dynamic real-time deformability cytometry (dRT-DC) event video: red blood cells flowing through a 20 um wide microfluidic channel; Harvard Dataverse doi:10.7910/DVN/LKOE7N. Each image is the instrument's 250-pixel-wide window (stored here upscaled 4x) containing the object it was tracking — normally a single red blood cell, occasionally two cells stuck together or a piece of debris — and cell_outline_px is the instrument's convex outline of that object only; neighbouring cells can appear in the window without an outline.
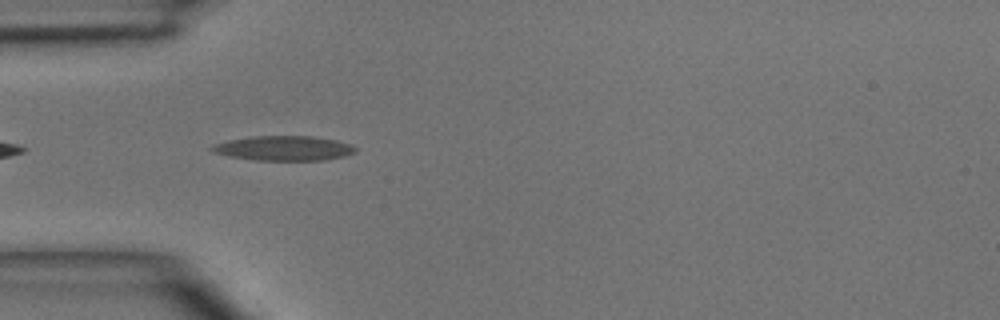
{"species": "common noctule bat (a hibernating species)", "species_latin": "Nyctalus noctula", "temperature_condition": "room temperature", "stored_images_in_passage": 4, "camera_frame_rate_fps": 3000, "um_per_image_px": 0.085, "animal": {"sex": "male", "body_mass_g": 15.6}, "frame": {"image": 1, "passage_image": 2, "time_ms": 1.0, "image_size_px": [1000, 320], "cell_outline_px": [[356, 152], [344, 156], [324, 160], [256, 160], [232, 156], [212, 152], [208, 148], [216, 144], [228, 140], [252, 136], [312, 136], [336, 140], [352, 144], [356, 148]], "centroid_in_image_um": [24.15, 12.59], "position_along_channel_um": 60.8, "area_um2": 20.58}}
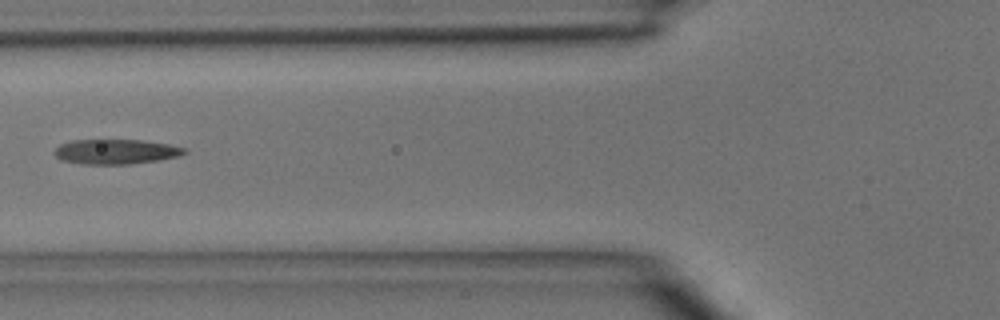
{"frame": {"image": 2, "passage_image": 3, "time_ms": 2.333, "image_size_px": [1000, 320], "cell_outline_px": [[188, 152], [180, 156], [156, 160], [128, 164], [84, 164], [60, 160], [56, 156], [56, 148], [60, 144], [72, 140], [144, 140], [168, 144], [184, 148]], "centroid_in_image_um": [9.85, 12.89], "position_along_channel_um": 115.9, "area_um2": 18.67}}